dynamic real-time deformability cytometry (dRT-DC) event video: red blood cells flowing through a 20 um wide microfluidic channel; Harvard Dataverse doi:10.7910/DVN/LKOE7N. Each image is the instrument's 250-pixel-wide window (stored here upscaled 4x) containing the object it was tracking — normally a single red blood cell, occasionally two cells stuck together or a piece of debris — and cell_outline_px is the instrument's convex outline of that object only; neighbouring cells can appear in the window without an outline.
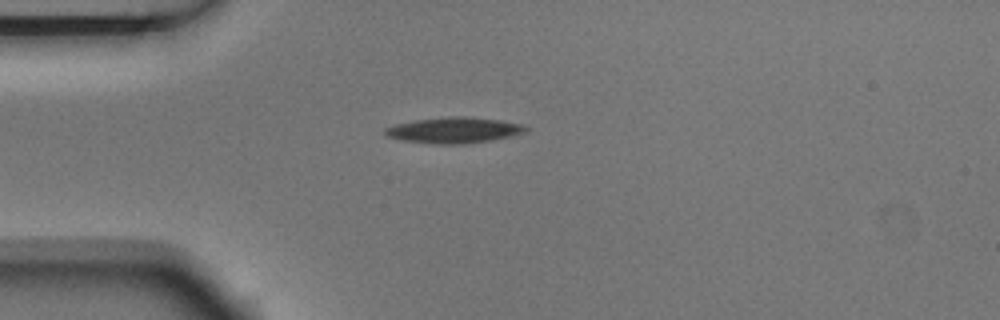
{"species": "Egyptian fruit bat (a non-hibernating species)", "species_latin": "Rousettus aegyptiacus", "temperature_condition": "room temperature", "stored_images_in_passage": 4, "camera_frame_rate_fps": 3000, "um_per_image_px": 0.085, "animal": {"sex": "male"}, "frame": {"image": 1, "passage_image": 4, "time_ms": 1.0, "image_size_px": [1000, 320], "cell_outline_px": [[528, 128], [524, 132], [512, 136], [464, 144], [436, 144], [400, 140], [384, 136], [384, 128], [396, 124], [416, 120], [448, 116], [468, 116], [500, 120], [524, 124]], "centroid_in_image_um": [38.56, 11.06], "position_along_channel_um": 46.4, "area_um2": 21.27}}